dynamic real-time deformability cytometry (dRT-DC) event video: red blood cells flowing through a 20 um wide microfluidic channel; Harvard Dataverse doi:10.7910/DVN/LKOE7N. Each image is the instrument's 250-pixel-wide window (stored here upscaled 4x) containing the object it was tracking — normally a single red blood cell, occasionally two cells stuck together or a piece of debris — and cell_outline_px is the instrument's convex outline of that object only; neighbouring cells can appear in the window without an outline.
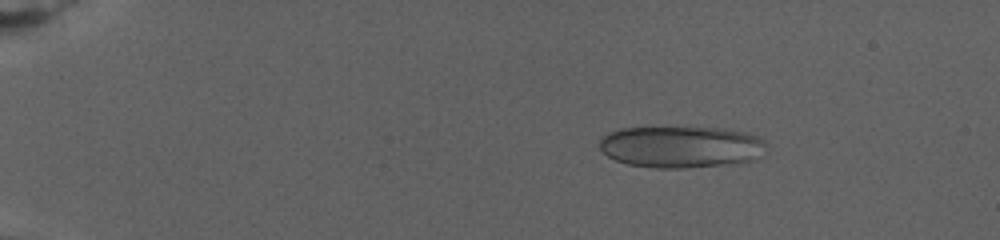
{"species": "human", "species_latin": "Homo sapiens", "temperature_condition": "warm", "stored_images_in_passage": 31, "camera_frame_rate_fps": 3000, "um_per_image_px": 0.085, "donor": {"sex": "female"}, "frame": {"image": 1, "passage_image": 5, "time_ms": 4.333, "image_size_px": [1000, 240], "cell_outline_px": [[764, 144], [756, 160], [728, 164], [684, 168], [656, 168], [628, 164], [616, 160], [608, 156], [600, 148], [600, 140], [608, 132], [620, 128], [716, 128], [744, 132], [760, 136], [764, 140]], "centroid_in_image_um": [57.86, 12.49], "position_along_channel_um": 27.1, "area_um2": 40.17}}
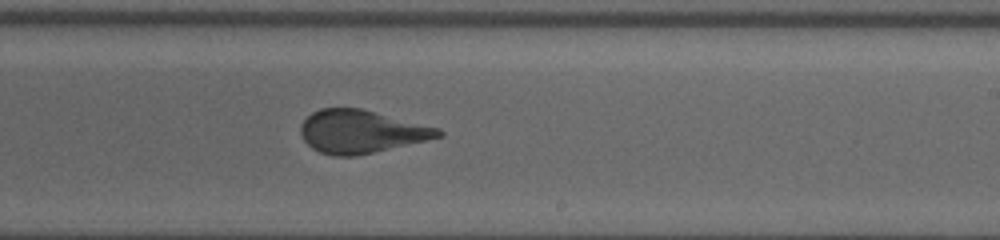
{"frame": {"image": 2, "passage_image": 20, "time_ms": 17.0, "image_size_px": [1000, 240], "cell_outline_px": [[444, 136], [356, 156], [332, 156], [320, 152], [312, 148], [304, 140], [300, 132], [300, 124], [312, 112], [320, 108], [360, 108], [440, 128], [444, 132]], "centroid_in_image_um": [30.69, 11.18], "position_along_channel_um": 258.3, "area_um2": 34.39}}
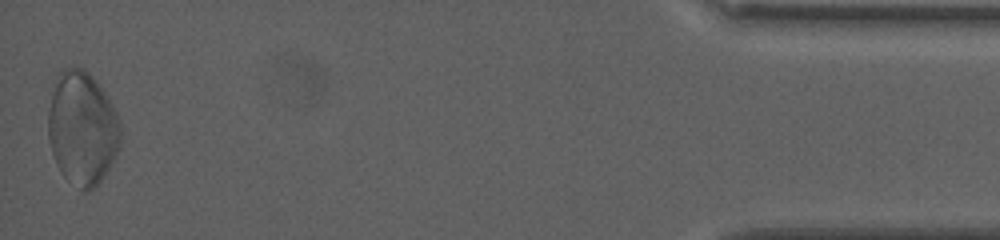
{"frame": {"image": 3, "passage_image": 31, "time_ms": 26.333, "image_size_px": [1000, 240], "cell_outline_px": [[120, 144], [108, 172], [88, 192], [84, 192], [68, 180], [60, 172], [56, 164], [52, 152], [48, 136], [48, 112], [52, 96], [60, 72], [64, 68], [84, 68], [92, 76], [112, 104], [116, 112], [120, 124]], "centroid_in_image_um": [7.0, 10.94], "position_along_channel_um": 428.2, "area_um2": 47.4}}